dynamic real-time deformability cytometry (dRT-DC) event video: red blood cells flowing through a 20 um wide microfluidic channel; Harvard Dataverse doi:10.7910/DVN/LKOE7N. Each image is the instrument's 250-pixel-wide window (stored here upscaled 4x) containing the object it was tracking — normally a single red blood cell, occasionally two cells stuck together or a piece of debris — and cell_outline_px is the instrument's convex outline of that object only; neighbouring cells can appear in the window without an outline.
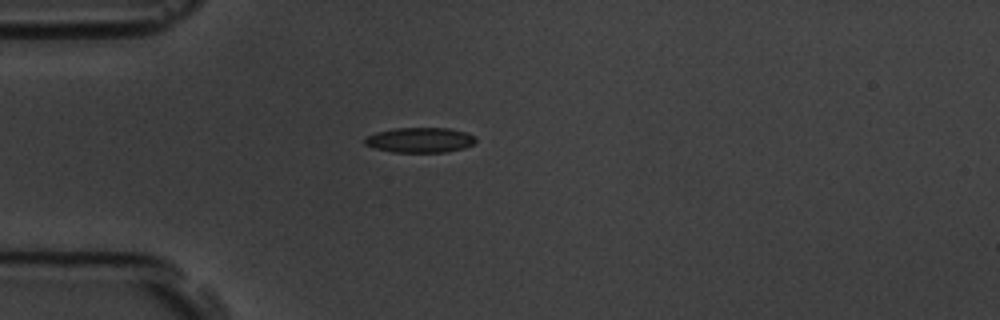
{"species": "common noctule bat (a hibernating species)", "species_latin": "Nyctalus noctula", "temperature_condition": "room temperature", "stored_images_in_passage": 42, "camera_frame_rate_fps": 3000, "um_per_image_px": 0.085, "animal": {"sex": "male", "body_mass_g": 19.5, "forearm_length_mm": 54.6}, "frame": {"image": 1, "passage_image": 1, "time_ms": 0.0, "image_size_px": [1000, 320], "cell_outline_px": [[476, 140], [472, 144], [464, 148], [444, 152], [392, 152], [376, 148], [364, 144], [364, 140], [368, 136], [376, 132], [392, 128], [448, 128], [468, 132], [476, 136]], "centroid_in_image_um": [35.72, 11.89], "position_along_channel_um": 49.3, "area_um2": 16.24}}
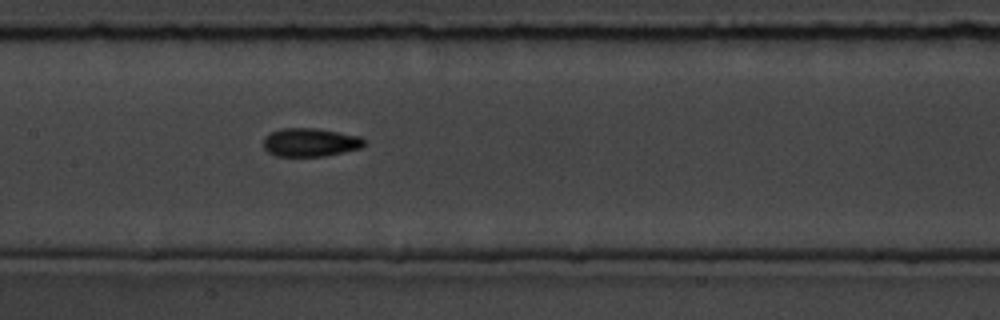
{"frame": {"image": 2, "passage_image": 13, "time_ms": 4.0, "image_size_px": [1000, 320], "cell_outline_px": [[364, 144], [360, 148], [344, 152], [324, 156], [276, 156], [268, 152], [264, 148], [264, 136], [280, 128], [316, 128], [360, 136], [364, 140]], "centroid_in_image_um": [26.35, 12.1], "position_along_channel_um": 181.1, "area_um2": 16.65}}
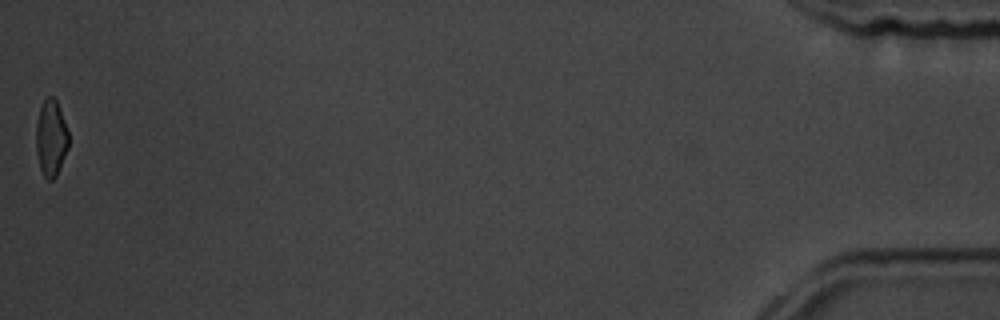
{"frame": {"image": 3, "passage_image": 42, "time_ms": 13.667, "image_size_px": [1000, 320], "cell_outline_px": [[68, 148], [56, 176], [52, 180], [48, 180], [44, 176], [40, 168], [36, 152], [36, 124], [40, 108], [44, 100], [48, 96], [52, 96], [56, 100], [68, 132]], "centroid_in_image_um": [4.32, 11.75], "position_along_channel_um": 430.9, "area_um2": 14.28}, "authors_computed_cell_mechanics": {"area_um2": 15.8083, "velocity_mm_per_s": 3.6127, "shape_relaxation_time_tau1_ms": 3.5029, "shape_relaxation_time_tau2_ms": 2.7788, "deformation_change_tau1": 0.1105, "deformation_change_tau2": 0.0711}}